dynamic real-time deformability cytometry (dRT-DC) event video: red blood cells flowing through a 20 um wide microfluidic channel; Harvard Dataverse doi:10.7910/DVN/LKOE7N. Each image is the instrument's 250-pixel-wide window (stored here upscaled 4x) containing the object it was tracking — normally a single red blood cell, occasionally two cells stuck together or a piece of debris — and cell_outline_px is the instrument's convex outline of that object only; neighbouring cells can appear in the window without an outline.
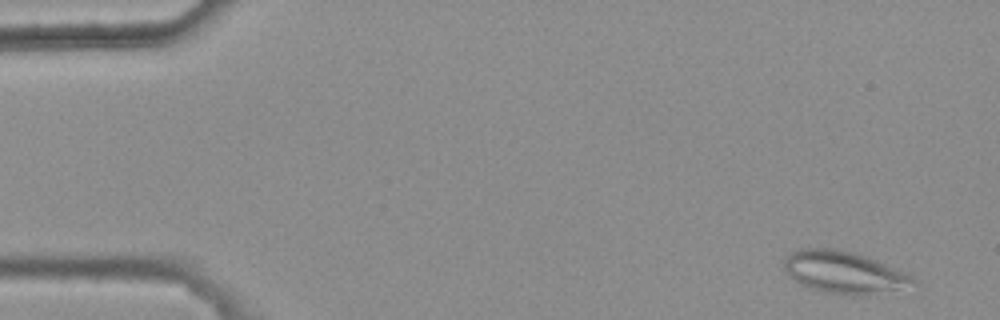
{"species": "common noctule bat (a hibernating species)", "species_latin": "Nyctalus noctula", "temperature_condition": "warm", "stored_images_in_passage": 4, "camera_frame_rate_fps": 3000, "um_per_image_px": 0.085, "animal": {"sex": "female", "body_mass_g": 25.1}, "frame": {"image": 1, "passage_image": 1, "time_ms": 0.0, "image_size_px": [1000, 320], "cell_outline_px": [[916, 280], [896, 288], [860, 296], [856, 296], [824, 292], [808, 288], [800, 284], [784, 272], [784, 256], [800, 248], [832, 248], [852, 252], [868, 256], [904, 272], [912, 276]], "centroid_in_image_um": [71.6, 23.12], "position_along_channel_um": 13.4, "area_um2": 31.21}}